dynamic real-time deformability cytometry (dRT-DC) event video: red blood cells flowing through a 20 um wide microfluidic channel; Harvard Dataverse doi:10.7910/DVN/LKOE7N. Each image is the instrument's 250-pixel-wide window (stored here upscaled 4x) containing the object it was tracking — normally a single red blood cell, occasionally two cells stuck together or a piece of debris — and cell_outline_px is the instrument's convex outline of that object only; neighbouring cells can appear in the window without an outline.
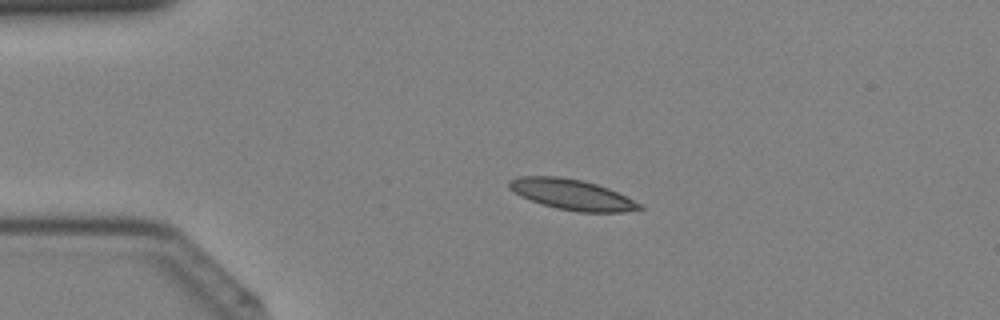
{"species": "Egyptian fruit bat (a non-hibernating species)", "species_latin": "Rousettus aegyptiacus", "temperature_condition": "cold", "stored_images_in_passage": 3, "camera_frame_rate_fps": 3000, "um_per_image_px": 0.085, "animal": {"sex": "female"}, "frame": {"image": 1, "passage_image": 2, "time_ms": 0.333, "image_size_px": [1000, 320], "cell_outline_px": [[644, 208], [624, 212], [580, 212], [556, 208], [520, 196], [508, 188], [508, 180], [516, 176], [560, 176], [580, 180], [596, 184], [608, 188], [644, 204]], "centroid_in_image_um": [48.62, 16.53], "position_along_channel_um": 36.4, "area_um2": 23.24}}